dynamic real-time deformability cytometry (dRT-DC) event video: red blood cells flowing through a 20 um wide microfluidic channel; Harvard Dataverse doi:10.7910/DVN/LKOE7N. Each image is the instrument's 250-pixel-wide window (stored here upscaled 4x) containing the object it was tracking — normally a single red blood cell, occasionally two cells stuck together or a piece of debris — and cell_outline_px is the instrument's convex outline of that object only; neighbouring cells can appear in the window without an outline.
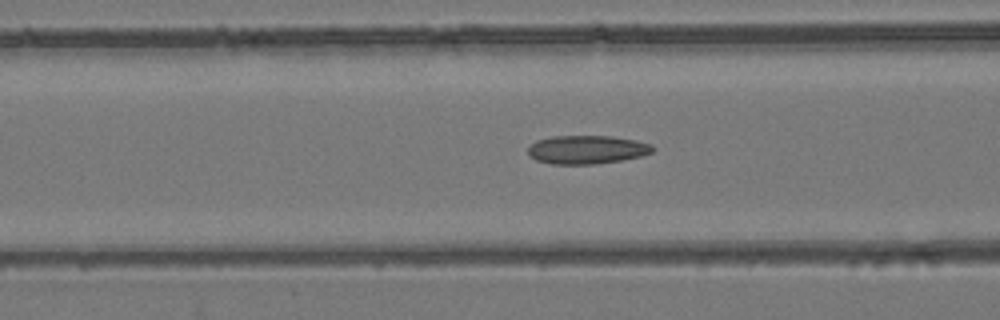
{"species": "common noctule bat (a hibernating species)", "species_latin": "Nyctalus noctula", "temperature_condition": "room temperature", "stored_images_in_passage": 54, "camera_frame_rate_fps": 3000, "um_per_image_px": 0.085, "animal": {"sex": "female", "body_mass_g": 24.6, "forearm_length_mm": 56.2}, "frame": {"image": 1, "passage_image": 22, "time_ms": 7.0, "image_size_px": [1000, 320], "cell_outline_px": [[652, 152], [640, 156], [620, 160], [596, 164], [552, 164], [536, 160], [528, 156], [528, 148], [536, 140], [552, 136], [612, 136], [636, 140], [652, 144]], "centroid_in_image_um": [49.85, 12.71], "position_along_channel_um": 116.8, "area_um2": 20.69}}
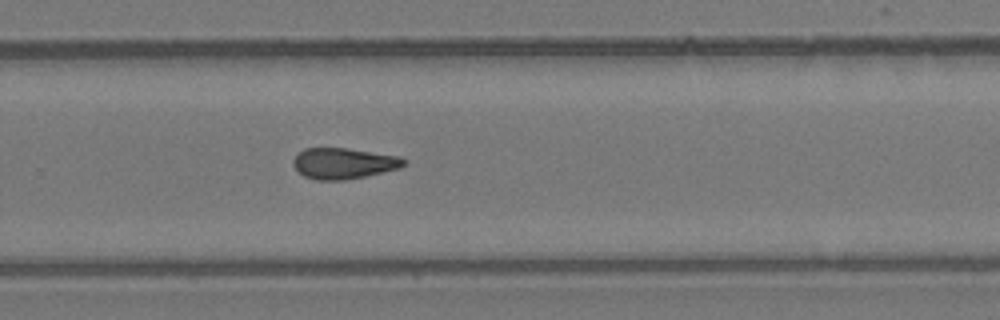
{"frame": {"image": 2, "passage_image": 36, "time_ms": 11.667, "image_size_px": [1000, 320], "cell_outline_px": [[404, 164], [400, 168], [364, 176], [344, 180], [316, 180], [304, 176], [292, 164], [292, 160], [304, 148], [348, 148], [400, 156], [404, 160]], "centroid_in_image_um": [29.19, 13.88], "position_along_channel_um": 300.6, "area_um2": 19.77}}
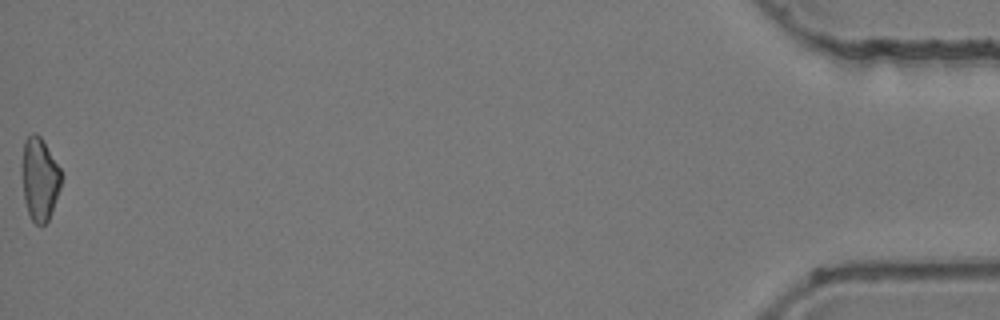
{"frame": {"image": 3, "passage_image": 54, "time_ms": 17.667, "image_size_px": [1000, 320], "cell_outline_px": [[60, 188], [48, 220], [44, 224], [36, 224], [32, 220], [28, 212], [24, 200], [24, 140], [32, 132], [36, 132], [40, 136], [60, 168]], "centroid_in_image_um": [3.39, 15.21], "position_along_channel_um": 431.8, "area_um2": 18.15}, "authors_computed_cell_mechanics": {"area_um2": 19.8254, "velocity_mm_per_s": 3.944, "shape_relaxation_time_tau1_ms": null, "shape_relaxation_time_tau2_ms": 4.1975, "deformation_change_tau1": null, "deformation_change_tau2": 0.1209}}